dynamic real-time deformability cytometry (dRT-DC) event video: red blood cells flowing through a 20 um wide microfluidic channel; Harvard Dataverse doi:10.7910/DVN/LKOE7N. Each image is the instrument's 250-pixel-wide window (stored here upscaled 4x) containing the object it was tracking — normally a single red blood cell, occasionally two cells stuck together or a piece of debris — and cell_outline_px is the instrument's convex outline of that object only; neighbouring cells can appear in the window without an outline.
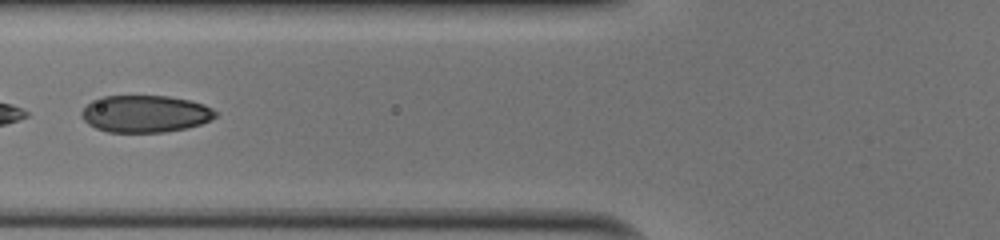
{"species": "human", "species_latin": "Homo sapiens", "temperature_condition": "cold", "stored_images_in_passage": 49, "segment_of_instrument_passage": [2, 2], "camera_frame_rate_fps": 3000, "um_per_image_px": 0.085, "donor": {"sex": "male"}, "frame": {"image": 1, "passage_image": 20, "time_ms": 6.333, "image_size_px": [1000, 240], "cell_outline_px": [[216, 116], [212, 120], [200, 124], [184, 128], [164, 132], [108, 132], [96, 128], [88, 124], [84, 120], [80, 112], [92, 100], [100, 96], [168, 96], [188, 100], [204, 104], [212, 108], [216, 112]], "centroid_in_image_um": [12.33, 9.67], "position_along_channel_um": 113.5, "area_um2": 28.9}}
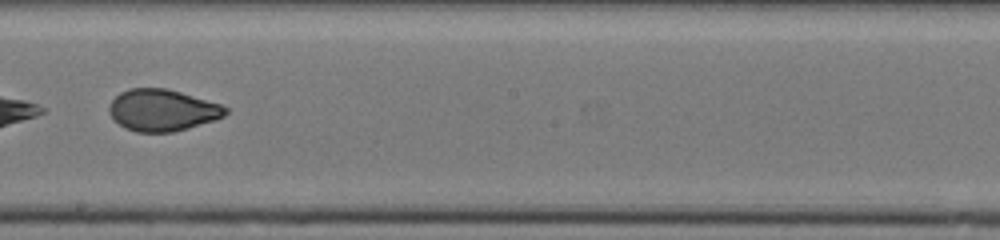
{"frame": {"image": 2, "passage_image": 29, "time_ms": 9.333, "image_size_px": [1000, 240], "cell_outline_px": [[228, 112], [224, 116], [216, 120], [188, 128], [172, 132], [136, 132], [124, 128], [108, 112], [108, 104], [120, 92], [128, 88], [164, 88], [180, 92], [220, 104], [228, 108]], "centroid_in_image_um": [13.79, 9.37], "position_along_channel_um": 234.4, "area_um2": 28.26}}
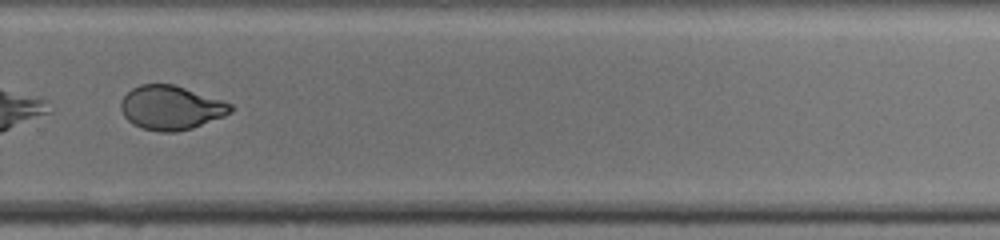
{"frame": {"image": 3, "passage_image": 35, "time_ms": 11.333, "image_size_px": [1000, 240], "cell_outline_px": [[236, 108], [232, 112], [224, 116], [192, 128], [176, 132], [160, 132], [140, 128], [132, 124], [124, 116], [120, 108], [120, 100], [132, 88], [140, 84], [172, 84], [232, 104]], "centroid_in_image_um": [14.5, 9.17], "position_along_channel_um": 315.3, "area_um2": 28.15}}